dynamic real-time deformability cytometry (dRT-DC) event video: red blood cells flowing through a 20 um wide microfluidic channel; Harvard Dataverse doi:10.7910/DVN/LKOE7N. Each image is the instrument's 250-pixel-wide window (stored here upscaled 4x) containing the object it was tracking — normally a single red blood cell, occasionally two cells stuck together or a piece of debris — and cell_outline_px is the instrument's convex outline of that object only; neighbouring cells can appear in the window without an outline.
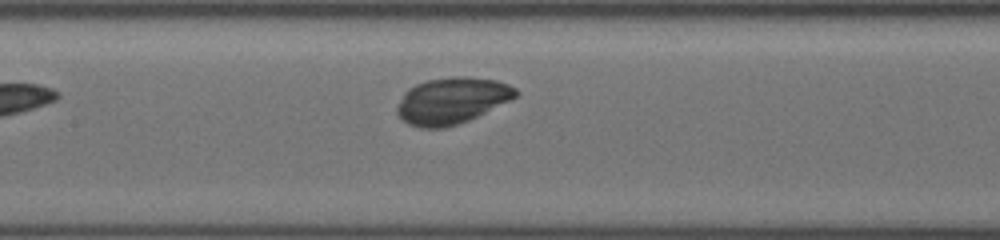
{"species": "common noctule bat (a hibernating species)", "species_latin": "Nyctalus noctula", "temperature_condition": "cold", "stored_images_in_passage": 11, "camera_frame_rate_fps": 3000, "um_per_image_px": 0.085, "animal": {"sex": "female", "body_mass_g": 19.5, "forearm_length_mm": 54.1}, "frame": {"image": 1, "passage_image": 11, "time_ms": 4.667, "image_size_px": [1000, 240], "cell_outline_px": [[520, 92], [512, 100], [468, 120], [444, 128], [420, 128], [408, 124], [396, 112], [396, 104], [404, 92], [408, 88], [416, 84], [428, 80], [452, 76], [468, 76], [496, 80], [508, 84], [516, 88]], "centroid_in_image_um": [38.4, 8.54], "position_along_channel_um": 169.0, "area_um2": 32.25}}